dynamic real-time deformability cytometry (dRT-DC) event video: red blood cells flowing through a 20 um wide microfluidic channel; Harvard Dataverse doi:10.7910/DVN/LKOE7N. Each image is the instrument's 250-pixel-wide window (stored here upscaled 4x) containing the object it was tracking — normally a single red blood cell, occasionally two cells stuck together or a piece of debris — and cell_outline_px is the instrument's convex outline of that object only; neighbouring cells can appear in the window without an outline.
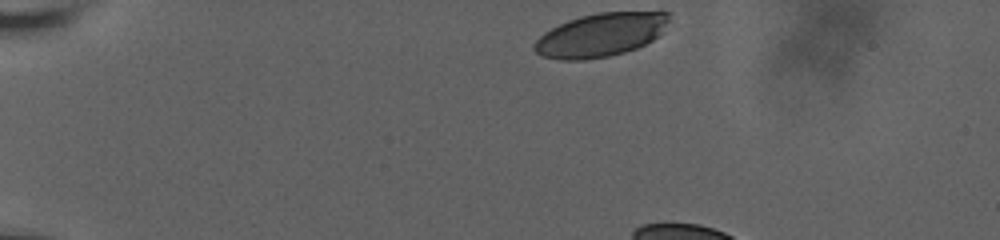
{"species": "human", "species_latin": "Homo sapiens", "temperature_condition": "room temperature", "stored_images_in_passage": 9, "camera_frame_rate_fps": 3000, "um_per_image_px": 0.085, "donor": {"sex": "male"}, "frame": {"image": 1, "passage_image": 1, "time_ms": 0.0, "image_size_px": [1000, 240], "cell_outline_px": [[668, 20], [660, 32], [652, 40], [636, 48], [624, 52], [608, 56], [584, 60], [560, 60], [540, 56], [532, 48], [532, 44], [544, 32], [568, 20], [580, 16], [596, 12], [668, 12]], "centroid_in_image_um": [50.97, 2.98], "position_along_channel_um": 34.0, "area_um2": 33.87}}